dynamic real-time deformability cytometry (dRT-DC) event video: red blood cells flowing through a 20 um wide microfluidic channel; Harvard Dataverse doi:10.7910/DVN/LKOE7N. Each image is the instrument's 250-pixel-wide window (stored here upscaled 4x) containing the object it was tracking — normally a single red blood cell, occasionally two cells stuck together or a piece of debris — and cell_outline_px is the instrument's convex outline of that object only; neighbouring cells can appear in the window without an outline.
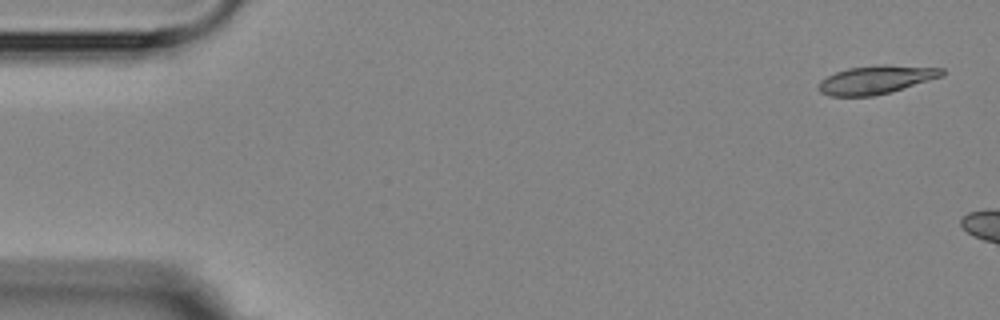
{"species": "Egyptian fruit bat (a non-hibernating species)", "species_latin": "Rousettus aegyptiacus", "temperature_condition": "room temperature", "stored_images_in_passage": 4, "camera_frame_rate_fps": 3000, "um_per_image_px": 0.085, "animal": {"sex": "female"}, "frame": {"image": 1, "passage_image": 1, "time_ms": 0.0, "image_size_px": [1000, 320], "cell_outline_px": [[944, 76], [892, 92], [872, 96], [828, 96], [820, 92], [816, 88], [816, 84], [820, 80], [836, 72], [848, 68], [880, 64], [888, 64], [944, 68]], "centroid_in_image_um": [74.46, 6.77], "position_along_channel_um": 10.5, "area_um2": 20.81}}